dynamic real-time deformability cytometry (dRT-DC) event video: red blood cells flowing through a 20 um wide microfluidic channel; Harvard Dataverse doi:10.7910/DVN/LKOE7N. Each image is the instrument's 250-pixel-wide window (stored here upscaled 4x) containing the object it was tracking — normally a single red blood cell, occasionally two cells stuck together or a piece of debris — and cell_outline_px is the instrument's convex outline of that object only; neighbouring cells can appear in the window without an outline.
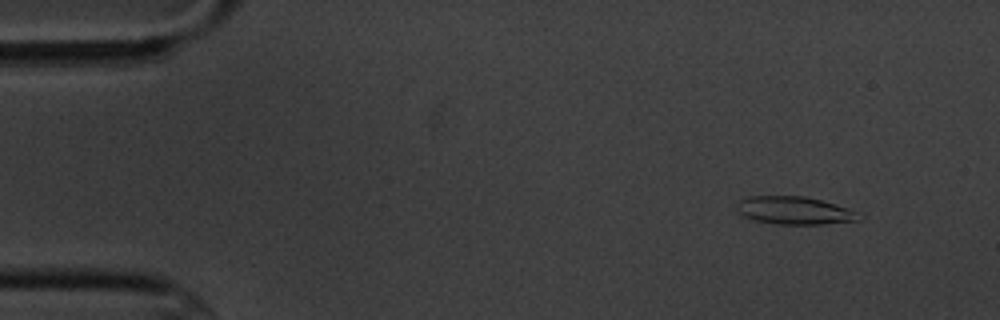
{"species": "common noctule bat (a hibernating species)", "species_latin": "Nyctalus noctula", "temperature_condition": "cold", "stored_images_in_passage": 4, "camera_frame_rate_fps": 3000, "um_per_image_px": 0.085, "animal": {"sex": "male", "body_mass_g": 20.1, "forearm_length_mm": 53.5}, "frame": {"image": 1, "passage_image": 2, "time_ms": 1.0, "image_size_px": [1000, 320], "cell_outline_px": [[864, 216], [860, 220], [820, 224], [776, 224], [756, 220], [744, 216], [736, 212], [736, 208], [740, 200], [748, 196], [804, 196], [820, 200], [848, 208]], "centroid_in_image_um": [67.52, 17.89], "position_along_channel_um": 17.5, "area_um2": 19.71}}